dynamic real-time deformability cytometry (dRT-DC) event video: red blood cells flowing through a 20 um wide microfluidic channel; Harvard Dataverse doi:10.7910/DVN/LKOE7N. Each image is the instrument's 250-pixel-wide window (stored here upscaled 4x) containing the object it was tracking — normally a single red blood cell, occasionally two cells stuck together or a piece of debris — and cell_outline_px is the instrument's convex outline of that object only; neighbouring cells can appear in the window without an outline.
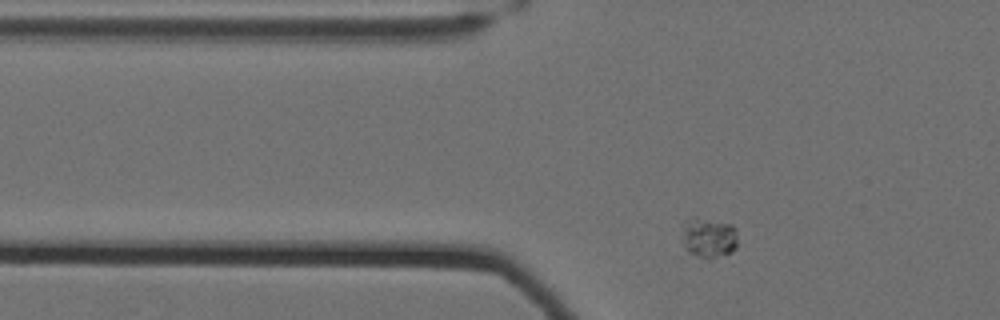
{"species": "Egyptian fruit bat (a non-hibernating species)", "species_latin": "Rousettus aegyptiacus", "temperature_condition": "cold", "stored_images_in_passage": 45, "camera_frame_rate_fps": 3000, "um_per_image_px": 0.085, "animal": {"sex": "female"}, "frame": {"image": 1, "passage_image": 4, "time_ms": 1.0, "image_size_px": [1000, 320], "cell_outline_px": [[736, 248], [732, 252], [716, 256], [696, 256], [688, 252], [684, 248], [680, 240], [684, 220], [688, 216], [696, 216], [732, 224], [736, 228]], "centroid_in_image_um": [60.17, 20.13], "position_along_channel_um": 65.6, "area_um2": 13.35}}
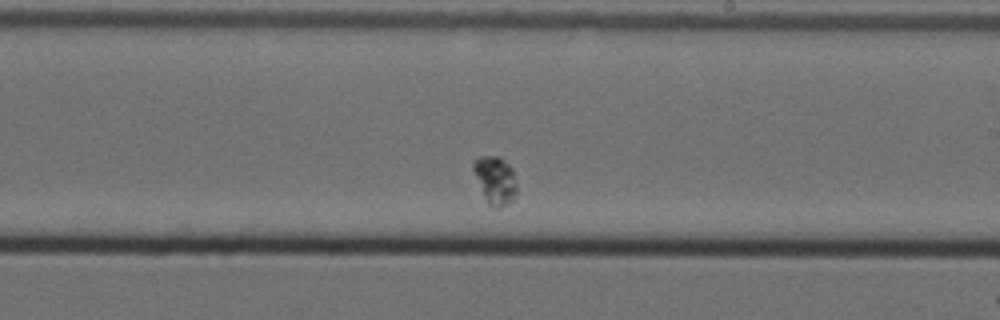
{"frame": {"image": 2, "passage_image": 22, "time_ms": 7.0, "image_size_px": [1000, 320], "cell_outline_px": [[516, 196], [508, 204], [500, 208], [496, 208], [488, 204], [484, 196], [472, 168], [472, 160], [480, 156], [500, 156], [512, 168], [516, 184]], "centroid_in_image_um": [42.09, 15.3], "position_along_channel_um": 246.9, "area_um2": 12.14}}
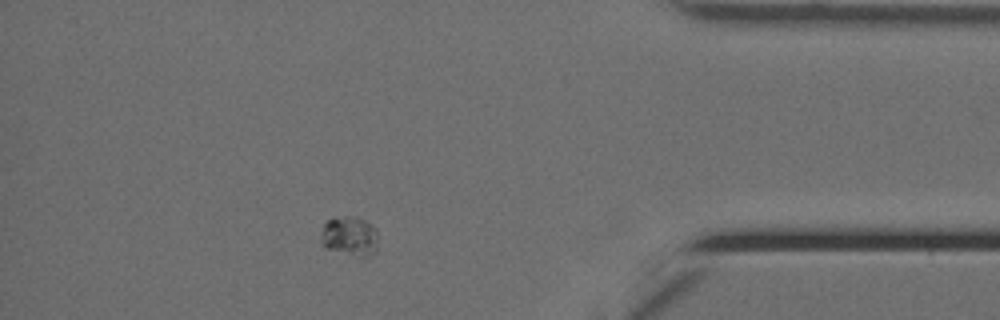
{"frame": {"image": 3, "passage_image": 39, "time_ms": 12.667, "image_size_px": [1000, 320], "cell_outline_px": [[376, 252], [368, 256], [364, 256], [324, 248], [320, 244], [320, 236], [324, 224], [328, 220], [344, 216], [356, 216], [372, 224], [376, 232]], "centroid_in_image_um": [29.69, 20.05], "position_along_channel_um": 405.5, "area_um2": 13.01}}